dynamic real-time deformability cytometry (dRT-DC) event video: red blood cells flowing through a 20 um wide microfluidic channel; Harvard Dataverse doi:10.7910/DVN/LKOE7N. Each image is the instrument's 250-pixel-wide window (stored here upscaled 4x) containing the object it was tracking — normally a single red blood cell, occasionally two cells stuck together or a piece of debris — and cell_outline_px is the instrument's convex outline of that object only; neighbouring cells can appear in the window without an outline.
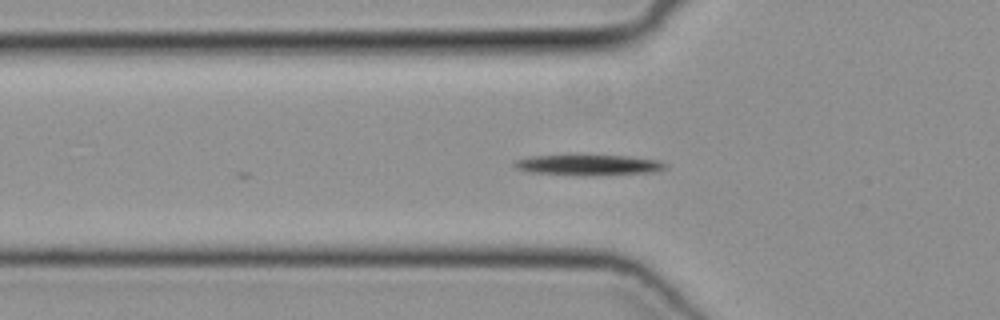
{"species": "common noctule bat (a hibernating species)", "species_latin": "Nyctalus noctula", "temperature_condition": "cold", "stored_images_in_passage": 5, "camera_frame_rate_fps": 3000, "um_per_image_px": 0.085, "animal": {"sex": "female", "body_mass_g": 19.3, "forearm_length_mm": 54.1}, "frame": {"image": 1, "passage_image": 2, "time_ms": 0.333, "image_size_px": [1000, 320], "cell_outline_px": [[668, 168], [652, 172], [596, 176], [576, 176], [528, 172], [516, 168], [512, 164], [516, 160], [528, 156], [628, 156], [660, 160], [668, 164]], "centroid_in_image_um": [50.05, 14.05], "position_along_channel_um": 75.8, "area_um2": 18.38}}